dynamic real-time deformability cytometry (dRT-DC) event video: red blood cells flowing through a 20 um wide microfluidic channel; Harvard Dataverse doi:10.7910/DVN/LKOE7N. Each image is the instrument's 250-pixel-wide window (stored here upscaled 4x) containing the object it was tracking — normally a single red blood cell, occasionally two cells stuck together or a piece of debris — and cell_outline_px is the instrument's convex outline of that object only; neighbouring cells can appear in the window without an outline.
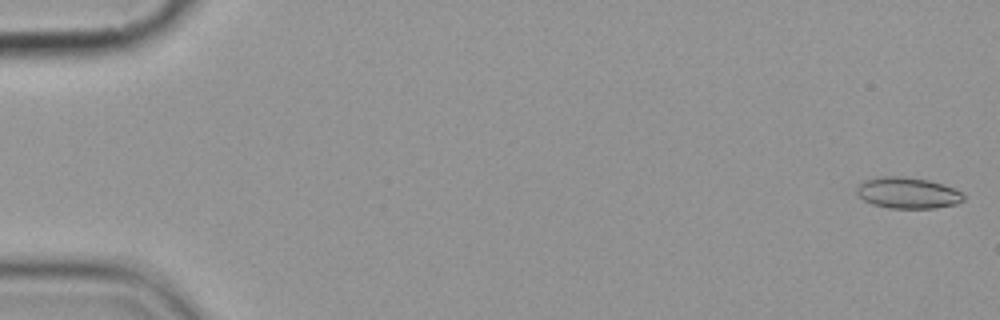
{"species": "common noctule bat (a hibernating species)", "species_latin": "Nyctalus noctula", "temperature_condition": "cold", "stored_images_in_passage": 7, "camera_frame_rate_fps": 3000, "um_per_image_px": 0.085, "animal": {"sex": "female", "body_mass_g": 19.9}, "frame": {"image": 1, "passage_image": 1, "time_ms": 0.0, "image_size_px": [1000, 320], "cell_outline_px": [[964, 200], [956, 204], [936, 208], [888, 208], [872, 204], [864, 200], [856, 192], [856, 188], [864, 180], [880, 176], [904, 176], [928, 180], [964, 192]], "centroid_in_image_um": [77.15, 16.4], "position_along_channel_um": 7.8, "area_um2": 19.42}}
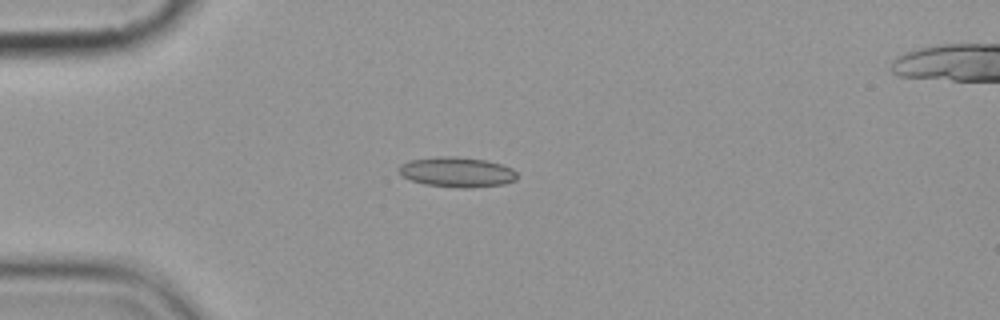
{"frame": {"image": 2, "passage_image": 5, "time_ms": 4.667, "image_size_px": [1000, 320], "cell_outline_px": [[516, 180], [504, 184], [472, 188], [460, 188], [424, 184], [412, 180], [404, 176], [400, 172], [400, 164], [412, 160], [440, 156], [456, 156], [488, 160], [512, 168], [516, 172]], "centroid_in_image_um": [38.89, 14.63], "position_along_channel_um": 46.1, "area_um2": 20.63}}
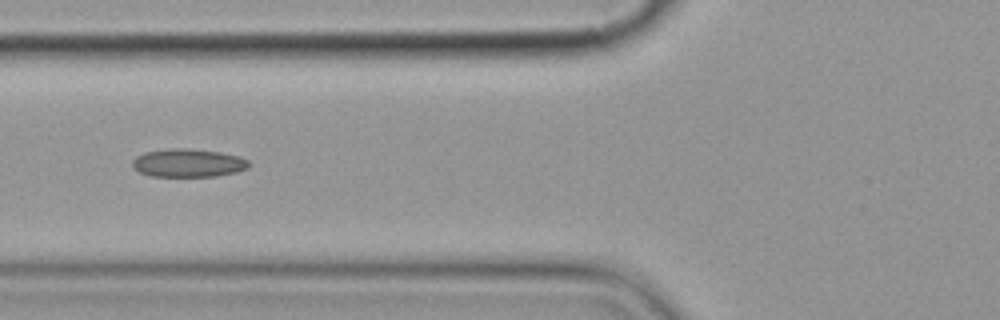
{"frame": {"image": 3, "passage_image": 7, "time_ms": 7.0, "image_size_px": [1000, 320], "cell_outline_px": [[252, 164], [248, 168], [236, 172], [216, 176], [152, 176], [140, 172], [132, 164], [132, 160], [136, 156], [144, 152], [168, 148], [184, 148], [220, 152], [240, 156], [248, 160]], "centroid_in_image_um": [16.03, 13.84], "position_along_channel_um": 109.8, "area_um2": 19.19}}